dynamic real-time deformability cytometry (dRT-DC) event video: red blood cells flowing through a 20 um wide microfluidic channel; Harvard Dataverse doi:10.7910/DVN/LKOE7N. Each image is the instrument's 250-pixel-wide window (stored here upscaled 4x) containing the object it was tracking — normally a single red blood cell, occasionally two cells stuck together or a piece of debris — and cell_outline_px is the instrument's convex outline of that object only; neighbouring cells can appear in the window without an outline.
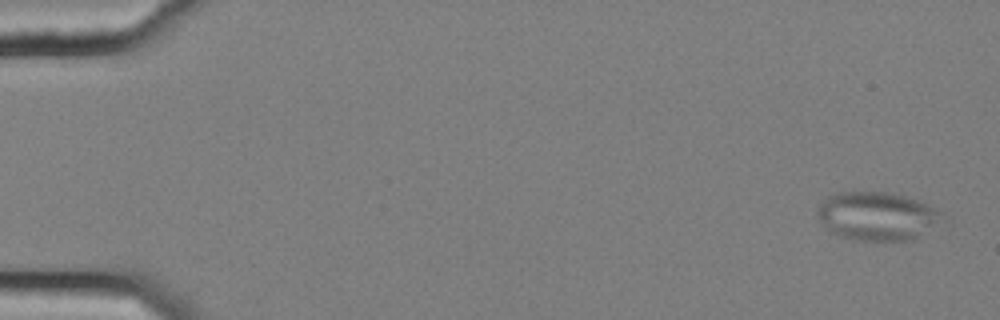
{"species": "common noctule bat (a hibernating species)", "species_latin": "Nyctalus noctula", "temperature_condition": "cold", "stored_images_in_passage": 55, "camera_frame_rate_fps": 3000, "um_per_image_px": 0.085, "animal": {"sex": "female", "body_mass_g": 25.1}, "frame": {"image": 1, "passage_image": 2, "time_ms": 0.333, "image_size_px": [1000, 320], "cell_outline_px": [[948, 224], [912, 240], [856, 240], [840, 236], [832, 232], [816, 216], [816, 212], [820, 204], [828, 196], [836, 192], [884, 192], [904, 196], [916, 200], [944, 212]], "centroid_in_image_um": [74.67, 18.39], "position_along_channel_um": 10.3, "area_um2": 35.84}}
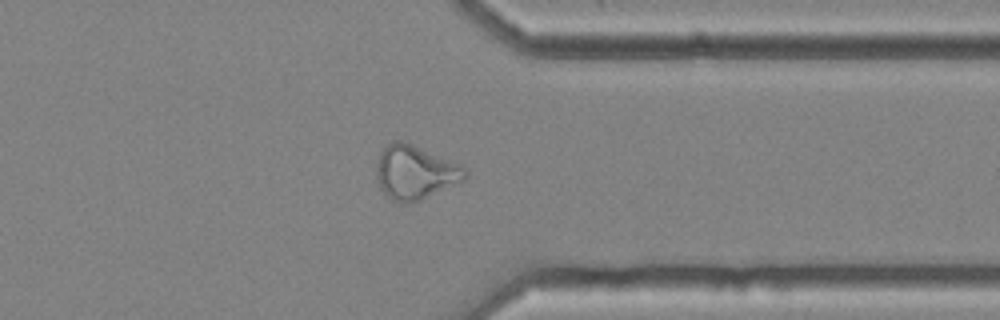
{"frame": {"image": 2, "passage_image": 44, "time_ms": 14.333, "image_size_px": [1000, 320], "cell_outline_px": [[468, 176], [464, 180], [420, 200], [404, 204], [400, 204], [392, 200], [380, 188], [376, 176], [376, 164], [380, 152], [392, 140], [400, 140], [412, 144], [456, 164], [464, 168], [468, 172]], "centroid_in_image_um": [35.23, 14.66], "position_along_channel_um": 376.2, "area_um2": 27.46}}
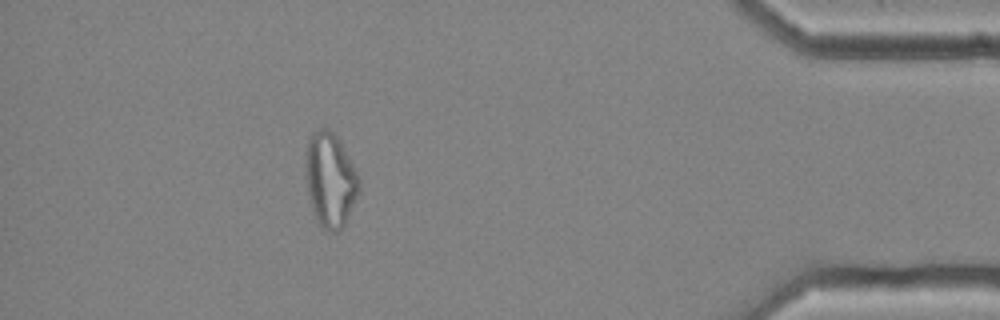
{"frame": {"image": 3, "passage_image": 50, "time_ms": 16.333, "image_size_px": [1000, 320], "cell_outline_px": [[360, 188], [348, 216], [344, 224], [336, 232], [328, 232], [320, 228], [312, 212], [308, 196], [304, 176], [304, 172], [308, 140], [312, 132], [320, 128], [328, 128], [336, 136], [360, 176]], "centroid_in_image_um": [28.04, 15.31], "position_along_channel_um": 407.2, "area_um2": 29.71}, "authors_computed_cell_mechanics": {"area_um2": 28.9, "velocity_mm_per_s": 3.6726, "shape_relaxation_time_tau1_ms": null, "shape_relaxation_time_tau2_ms": 2.4482, "deformation_change_tau1": null, "deformation_change_tau2": 0.1065}}